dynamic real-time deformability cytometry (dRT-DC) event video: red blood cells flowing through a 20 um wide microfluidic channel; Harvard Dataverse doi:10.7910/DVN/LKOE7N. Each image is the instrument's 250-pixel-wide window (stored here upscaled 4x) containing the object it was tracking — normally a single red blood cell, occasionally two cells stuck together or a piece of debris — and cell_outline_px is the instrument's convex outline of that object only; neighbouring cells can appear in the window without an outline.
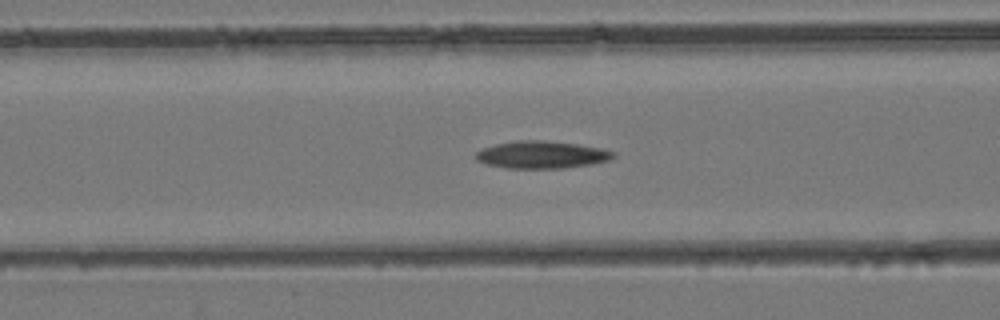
{"species": "common noctule bat (a hibernating species)", "species_latin": "Nyctalus noctula", "temperature_condition": "room temperature", "stored_images_in_passage": 31, "camera_frame_rate_fps": 3000, "um_per_image_px": 0.085, "animal": {"sex": "female", "body_mass_g": 24.6, "forearm_length_mm": 56.2}, "frame": {"image": 1, "passage_image": 9, "time_ms": 2.667, "image_size_px": [1000, 320], "cell_outline_px": [[616, 156], [608, 160], [592, 164], [564, 168], [508, 168], [484, 164], [476, 160], [476, 152], [484, 148], [496, 144], [516, 140], [544, 140], [576, 144], [604, 148], [616, 152]], "centroid_in_image_um": [46.07, 13.15], "position_along_channel_um": 120.5, "area_um2": 22.02}}
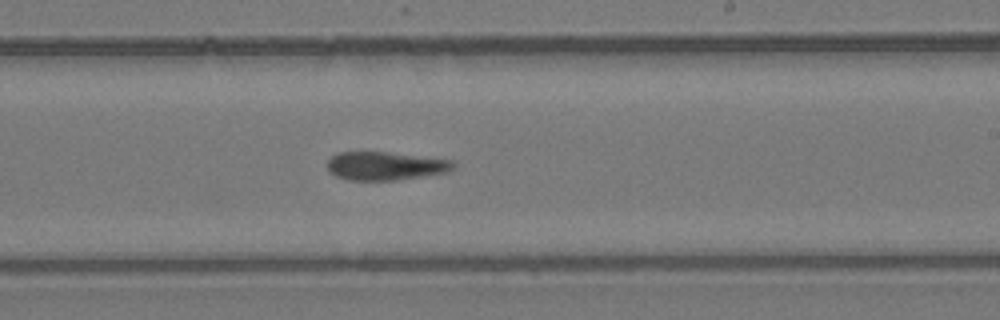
{"frame": {"image": 2, "passage_image": 18, "time_ms": 5.667, "image_size_px": [1000, 320], "cell_outline_px": [[456, 164], [448, 172], [396, 180], [348, 180], [336, 176], [328, 172], [328, 160], [336, 152], [384, 152], [456, 160]], "centroid_in_image_um": [32.75, 14.1], "position_along_channel_um": 256.2, "area_um2": 20.87}}
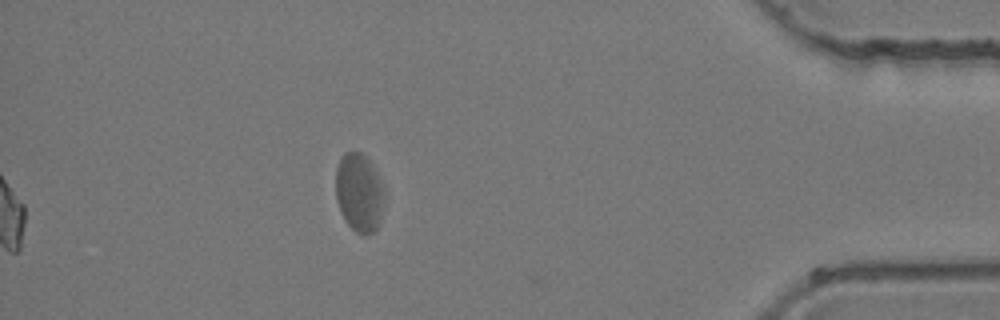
{"frame": {"image": 3, "passage_image": 31, "time_ms": 10.0, "image_size_px": [1000, 320], "cell_outline_px": [[384, 204], [380, 224], [372, 232], [364, 236], [356, 232], [344, 220], [340, 212], [336, 200], [336, 168], [340, 156], [344, 152], [360, 152], [376, 168], [384, 184]], "centroid_in_image_um": [30.55, 16.37], "position_along_channel_um": 404.7, "area_um2": 22.83}}